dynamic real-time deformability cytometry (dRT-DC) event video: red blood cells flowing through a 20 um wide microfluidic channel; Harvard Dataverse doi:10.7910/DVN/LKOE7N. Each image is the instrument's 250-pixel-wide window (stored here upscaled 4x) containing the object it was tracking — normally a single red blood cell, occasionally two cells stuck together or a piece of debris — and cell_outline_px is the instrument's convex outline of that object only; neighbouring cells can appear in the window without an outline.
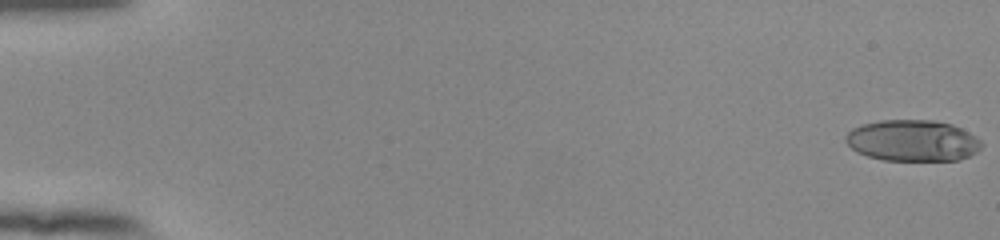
{"species": "human", "species_latin": "Homo sapiens", "temperature_condition": "room temperature", "stored_images_in_passage": 44, "camera_frame_rate_fps": 3000, "um_per_image_px": 0.085, "donor": {"sex": "female"}, "frame": {"image": 1, "passage_image": 1, "time_ms": 0.0, "image_size_px": [1000, 240], "cell_outline_px": [[984, 144], [976, 152], [960, 160], [884, 160], [868, 156], [856, 152], [844, 140], [844, 136], [852, 128], [860, 124], [880, 120], [932, 120], [952, 124], [976, 136]], "centroid_in_image_um": [77.55, 11.94], "position_along_channel_um": 7.4, "area_um2": 32.83}}
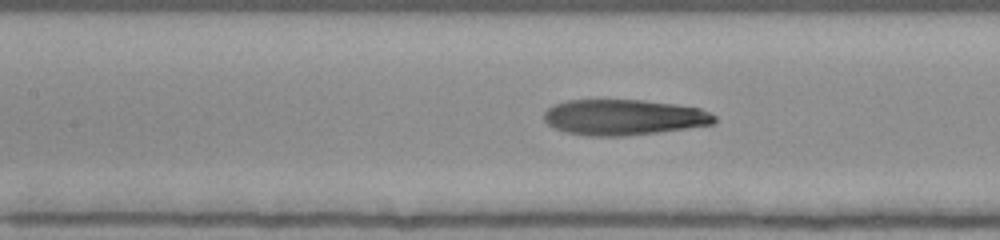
{"frame": {"image": 2, "passage_image": 26, "time_ms": 8.333, "image_size_px": [1000, 240], "cell_outline_px": [[716, 120], [712, 124], [688, 128], [660, 132], [624, 136], [588, 136], [568, 132], [556, 128], [548, 124], [544, 120], [544, 112], [552, 104], [564, 100], [640, 100], [676, 104], [700, 108], [716, 116]], "centroid_in_image_um": [53.0, 9.96], "position_along_channel_um": 154.4, "area_um2": 35.49}}
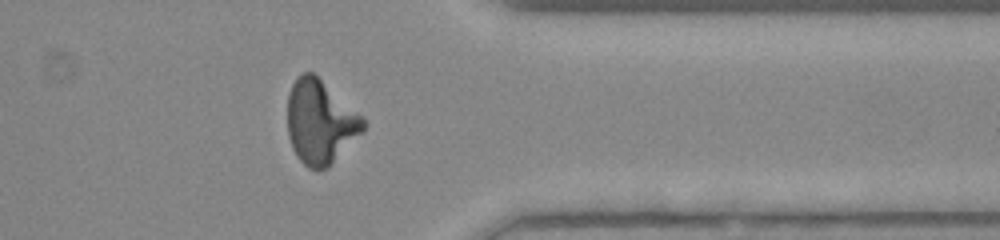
{"frame": {"image": 3, "passage_image": 44, "time_ms": 14.333, "image_size_px": [1000, 240], "cell_outline_px": [[364, 132], [328, 168], [308, 168], [296, 156], [292, 148], [288, 136], [288, 92], [296, 76], [304, 72], [312, 72], [364, 116]], "centroid_in_image_um": [27.23, 10.37], "position_along_channel_um": 384.2, "area_um2": 37.22}, "authors_computed_cell_mechanics": {"area_um2": 35.5181, "velocity_mm_per_s": 3.966, "shape_relaxation_time_tau1_ms": 8.3909, "shape_relaxation_time_tau2_ms": 1.6963, "deformation_change_tau1": 0.2936, "deformation_change_tau2": 0.1143}}